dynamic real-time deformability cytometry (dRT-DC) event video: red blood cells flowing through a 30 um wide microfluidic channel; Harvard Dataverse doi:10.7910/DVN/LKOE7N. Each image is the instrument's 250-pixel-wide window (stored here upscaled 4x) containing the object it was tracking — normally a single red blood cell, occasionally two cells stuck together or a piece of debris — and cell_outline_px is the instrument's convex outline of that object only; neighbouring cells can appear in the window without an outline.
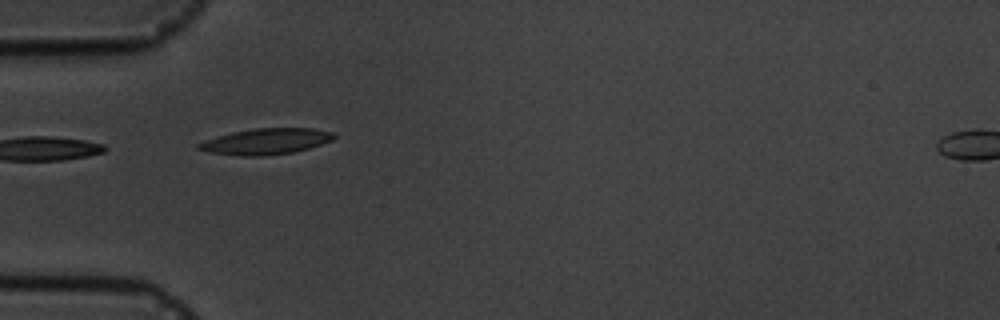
{"species": "common noctule bat (a hibernating species)", "species_latin": "Nyctalus noctula", "temperature_condition": "cold", "stored_images_in_passage": 4, "camera_frame_rate_fps": 3000, "um_per_image_px": 0.085, "animal": {"sex": "male", "body_mass_g": 19.5, "forearm_length_mm": 54.6}, "frame": {"image": 1, "passage_image": 1, "time_ms": 0.0, "image_size_px": [1000, 320], "cell_outline_px": [[336, 136], [332, 140], [308, 148], [292, 152], [264, 156], [240, 156], [212, 152], [196, 148], [196, 144], [204, 140], [232, 132], [256, 128], [312, 128], [332, 132]], "centroid_in_image_um": [22.59, 12.02], "position_along_channel_um": 62.4, "area_um2": 20.29}}
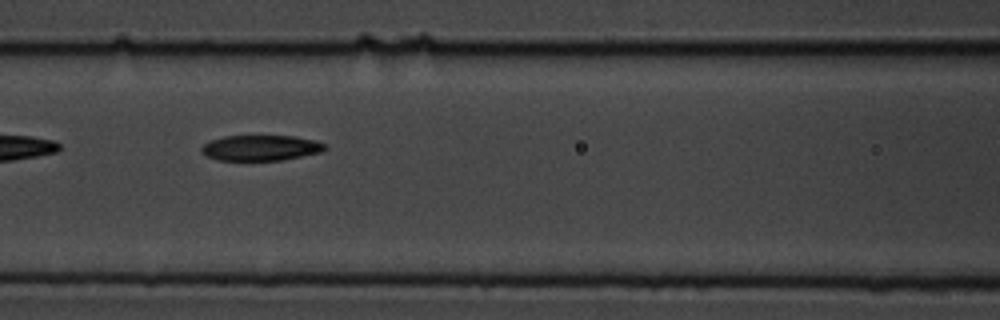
{"frame": {"image": 2, "passage_image": 3, "time_ms": 2.333, "image_size_px": [1000, 320], "cell_outline_px": [[328, 148], [324, 152], [284, 160], [216, 160], [204, 156], [200, 152], [200, 148], [204, 144], [212, 140], [224, 136], [296, 136], [316, 140], [324, 144]], "centroid_in_image_um": [22.18, 12.58], "position_along_channel_um": 144.4, "area_um2": 18.67}}
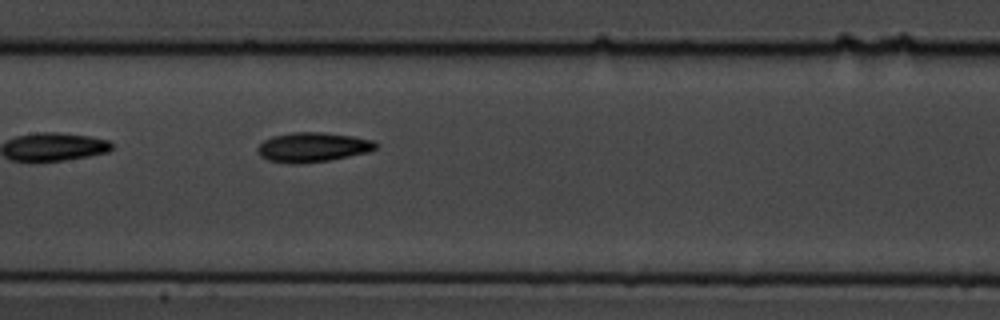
{"frame": {"image": 3, "passage_image": 4, "time_ms": 3.333, "image_size_px": [1000, 320], "cell_outline_px": [[380, 144], [376, 148], [368, 152], [328, 160], [292, 164], [268, 160], [260, 156], [256, 152], [256, 148], [264, 140], [272, 136], [292, 132], [324, 132], [352, 136], [372, 140]], "centroid_in_image_um": [26.56, 12.5], "position_along_channel_um": 180.8, "area_um2": 20.35}}